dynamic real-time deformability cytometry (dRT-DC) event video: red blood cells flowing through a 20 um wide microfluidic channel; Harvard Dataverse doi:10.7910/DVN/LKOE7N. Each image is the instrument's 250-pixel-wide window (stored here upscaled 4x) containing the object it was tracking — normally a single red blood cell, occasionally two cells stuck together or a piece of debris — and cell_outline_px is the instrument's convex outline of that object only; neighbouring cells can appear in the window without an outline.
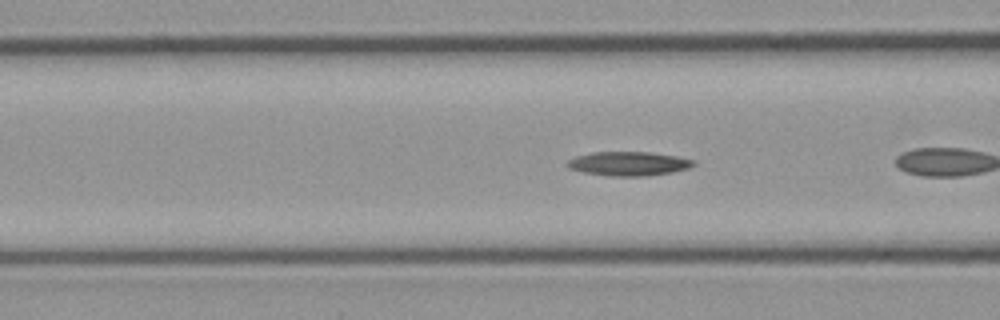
{"species": "common noctule bat (a hibernating species)", "species_latin": "Nyctalus noctula", "temperature_condition": "cold", "stored_images_in_passage": 27, "camera_frame_rate_fps": 3000, "um_per_image_px": 0.085, "animal": {"sex": "male", "body_mass_g": 23.1, "forearm_length_mm": 52.7}, "frame": {"image": 1, "passage_image": 5, "time_ms": 1.333, "image_size_px": [1000, 320], "cell_outline_px": [[696, 164], [688, 168], [672, 172], [644, 176], [612, 176], [584, 172], [568, 168], [564, 164], [568, 160], [576, 156], [592, 152], [648, 152], [676, 156], [696, 160]], "centroid_in_image_um": [53.42, 13.9], "position_along_channel_um": 113.2, "area_um2": 17.69}}